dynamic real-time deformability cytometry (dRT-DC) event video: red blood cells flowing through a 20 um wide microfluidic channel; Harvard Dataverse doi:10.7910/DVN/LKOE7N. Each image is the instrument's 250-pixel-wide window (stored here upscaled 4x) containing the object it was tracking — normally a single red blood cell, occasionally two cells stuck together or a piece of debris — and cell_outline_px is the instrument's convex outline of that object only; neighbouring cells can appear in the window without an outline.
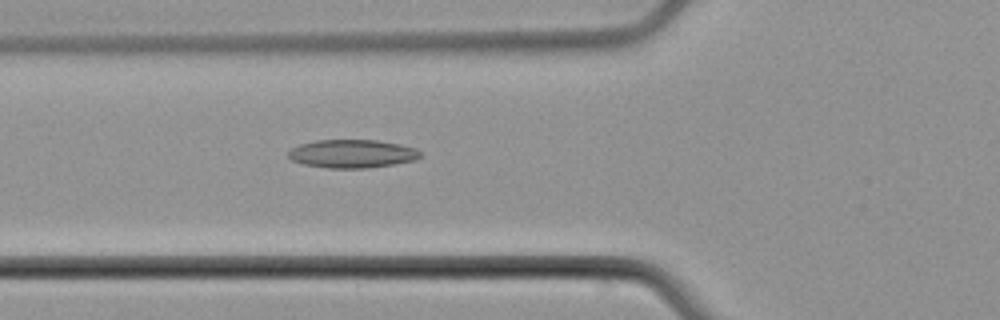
{"species": "common noctule bat (a hibernating species)", "species_latin": "Nyctalus noctula", "temperature_condition": "cold", "stored_images_in_passage": 3, "camera_frame_rate_fps": 3000, "um_per_image_px": 0.085, "animal": {"sex": "male", "body_mass_g": 21.5, "forearm_length_mm": 52.0}, "frame": {"image": 1, "passage_image": 3, "time_ms": 2.333, "image_size_px": [1000, 320], "cell_outline_px": [[420, 156], [416, 160], [368, 168], [328, 168], [304, 164], [292, 160], [288, 156], [288, 152], [292, 148], [300, 144], [316, 140], [376, 140], [400, 144], [416, 148], [420, 152]], "centroid_in_image_um": [29.94, 13.06], "position_along_channel_um": 95.9, "area_um2": 21.68}}